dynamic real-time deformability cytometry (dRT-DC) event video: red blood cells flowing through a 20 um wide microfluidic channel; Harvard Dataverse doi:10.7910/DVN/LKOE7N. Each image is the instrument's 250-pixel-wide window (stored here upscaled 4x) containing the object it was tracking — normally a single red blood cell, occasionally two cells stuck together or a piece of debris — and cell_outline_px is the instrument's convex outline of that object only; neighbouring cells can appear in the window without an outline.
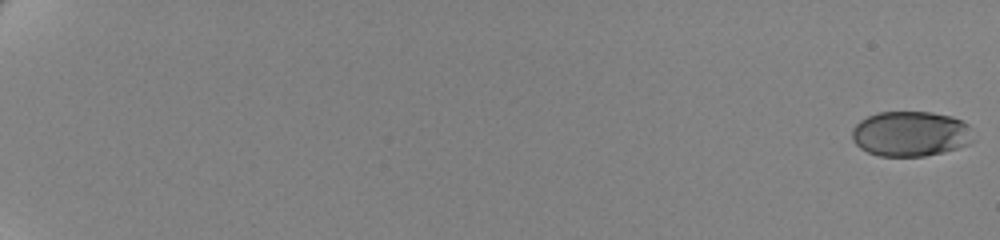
{"species": "human", "species_latin": "Homo sapiens", "temperature_condition": "cold", "stored_images_in_passage": 61, "camera_frame_rate_fps": 3000, "um_per_image_px": 0.085, "donor": {"sex": "female"}, "frame": {"image": 1, "passage_image": 1, "time_ms": 0.0, "image_size_px": [1000, 240], "cell_outline_px": [[972, 140], [968, 144], [944, 152], [924, 156], [880, 156], [868, 152], [860, 148], [852, 140], [852, 128], [860, 120], [876, 112], [932, 112], [952, 116], [968, 124]], "centroid_in_image_um": [77.36, 11.37], "position_along_channel_um": 7.6, "area_um2": 31.91}}
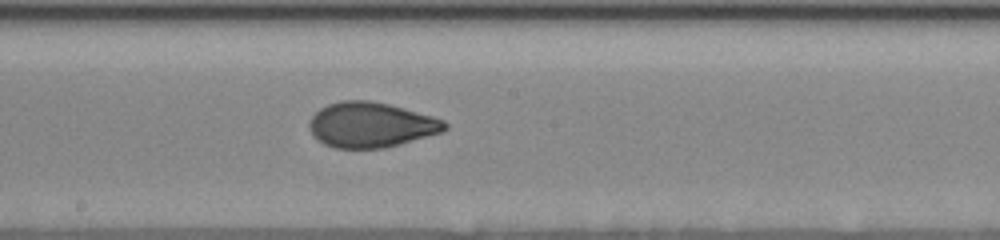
{"frame": {"image": 2, "passage_image": 39, "time_ms": 12.667, "image_size_px": [1000, 240], "cell_outline_px": [[448, 128], [440, 132], [384, 148], [336, 148], [324, 144], [312, 136], [308, 128], [308, 124], [312, 116], [320, 108], [328, 104], [340, 100], [372, 100], [404, 108], [432, 116], [444, 120], [448, 124]], "centroid_in_image_um": [31.49, 10.6], "position_along_channel_um": 216.7, "area_um2": 35.6}}
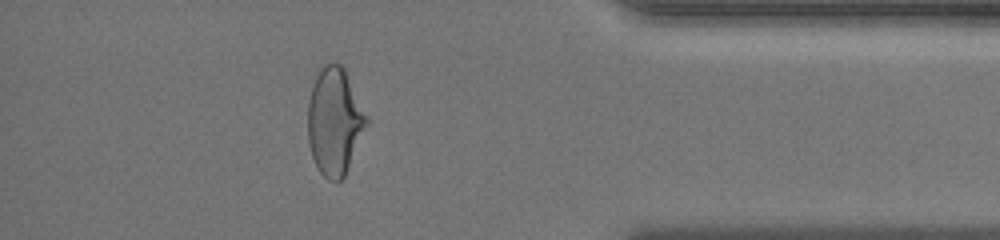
{"frame": {"image": 3, "passage_image": 57, "time_ms": 18.667, "image_size_px": [1000, 240], "cell_outline_px": [[368, 124], [344, 176], [340, 180], [328, 180], [320, 172], [312, 156], [308, 140], [308, 100], [316, 68], [320, 64], [340, 64], [344, 68], [368, 116]], "centroid_in_image_um": [28.42, 10.26], "position_along_channel_um": 406.8, "area_um2": 36.82}}